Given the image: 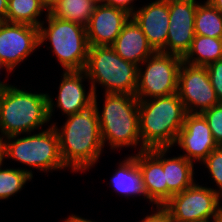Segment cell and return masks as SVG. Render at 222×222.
Returning <instances> with one entry per match:
<instances>
[{"instance_id":"obj_1","label":"cell","mask_w":222,"mask_h":222,"mask_svg":"<svg viewBox=\"0 0 222 222\" xmlns=\"http://www.w3.org/2000/svg\"><path fill=\"white\" fill-rule=\"evenodd\" d=\"M97 107V94H94L91 102L77 113L67 116L61 128L56 123L52 124L59 137L61 159L73 172L87 171L93 167L105 147L101 139Z\"/></svg>"},{"instance_id":"obj_2","label":"cell","mask_w":222,"mask_h":222,"mask_svg":"<svg viewBox=\"0 0 222 222\" xmlns=\"http://www.w3.org/2000/svg\"><path fill=\"white\" fill-rule=\"evenodd\" d=\"M138 111L142 151L171 149L187 114L178 94L139 100Z\"/></svg>"},{"instance_id":"obj_3","label":"cell","mask_w":222,"mask_h":222,"mask_svg":"<svg viewBox=\"0 0 222 222\" xmlns=\"http://www.w3.org/2000/svg\"><path fill=\"white\" fill-rule=\"evenodd\" d=\"M49 121L47 93H32L9 83L0 91V140L27 135Z\"/></svg>"},{"instance_id":"obj_4","label":"cell","mask_w":222,"mask_h":222,"mask_svg":"<svg viewBox=\"0 0 222 222\" xmlns=\"http://www.w3.org/2000/svg\"><path fill=\"white\" fill-rule=\"evenodd\" d=\"M139 100L135 95L124 93H105L102 113L97 107L103 145L108 142L114 148L132 146L137 148L142 141L139 130Z\"/></svg>"},{"instance_id":"obj_5","label":"cell","mask_w":222,"mask_h":222,"mask_svg":"<svg viewBox=\"0 0 222 222\" xmlns=\"http://www.w3.org/2000/svg\"><path fill=\"white\" fill-rule=\"evenodd\" d=\"M84 71L94 94L99 84L105 93L135 95L138 66L121 58L111 46H90Z\"/></svg>"},{"instance_id":"obj_6","label":"cell","mask_w":222,"mask_h":222,"mask_svg":"<svg viewBox=\"0 0 222 222\" xmlns=\"http://www.w3.org/2000/svg\"><path fill=\"white\" fill-rule=\"evenodd\" d=\"M46 14L45 22L42 20L38 27L39 46L49 40L63 71L84 70L90 47L86 27L56 18L49 11ZM44 23L48 26L45 27Z\"/></svg>"},{"instance_id":"obj_7","label":"cell","mask_w":222,"mask_h":222,"mask_svg":"<svg viewBox=\"0 0 222 222\" xmlns=\"http://www.w3.org/2000/svg\"><path fill=\"white\" fill-rule=\"evenodd\" d=\"M18 136L21 135H11L1 139L3 162L5 158H12V161L44 172L67 168L61 159L59 137L52 124L37 134Z\"/></svg>"},{"instance_id":"obj_8","label":"cell","mask_w":222,"mask_h":222,"mask_svg":"<svg viewBox=\"0 0 222 222\" xmlns=\"http://www.w3.org/2000/svg\"><path fill=\"white\" fill-rule=\"evenodd\" d=\"M182 57L155 51L138 66L135 96L138 100L168 96L177 93ZM146 65V69L141 66Z\"/></svg>"},{"instance_id":"obj_9","label":"cell","mask_w":222,"mask_h":222,"mask_svg":"<svg viewBox=\"0 0 222 222\" xmlns=\"http://www.w3.org/2000/svg\"><path fill=\"white\" fill-rule=\"evenodd\" d=\"M221 197L213 188L196 184L173 195L162 207L173 222H205L215 220Z\"/></svg>"},{"instance_id":"obj_10","label":"cell","mask_w":222,"mask_h":222,"mask_svg":"<svg viewBox=\"0 0 222 222\" xmlns=\"http://www.w3.org/2000/svg\"><path fill=\"white\" fill-rule=\"evenodd\" d=\"M177 94L187 113H202L220 103L206 66L184 61L179 70Z\"/></svg>"},{"instance_id":"obj_11","label":"cell","mask_w":222,"mask_h":222,"mask_svg":"<svg viewBox=\"0 0 222 222\" xmlns=\"http://www.w3.org/2000/svg\"><path fill=\"white\" fill-rule=\"evenodd\" d=\"M39 48V28L27 24L0 21V66L7 72Z\"/></svg>"},{"instance_id":"obj_12","label":"cell","mask_w":222,"mask_h":222,"mask_svg":"<svg viewBox=\"0 0 222 222\" xmlns=\"http://www.w3.org/2000/svg\"><path fill=\"white\" fill-rule=\"evenodd\" d=\"M196 0H168L170 25L166 53L184 57L195 36Z\"/></svg>"},{"instance_id":"obj_13","label":"cell","mask_w":222,"mask_h":222,"mask_svg":"<svg viewBox=\"0 0 222 222\" xmlns=\"http://www.w3.org/2000/svg\"><path fill=\"white\" fill-rule=\"evenodd\" d=\"M174 144L180 146L179 148L185 152L182 156L191 162H202L218 147L201 113L186 114L183 127L178 132Z\"/></svg>"},{"instance_id":"obj_14","label":"cell","mask_w":222,"mask_h":222,"mask_svg":"<svg viewBox=\"0 0 222 222\" xmlns=\"http://www.w3.org/2000/svg\"><path fill=\"white\" fill-rule=\"evenodd\" d=\"M168 0H156L136 8L131 17L139 25L148 43L155 51L166 53L170 25Z\"/></svg>"},{"instance_id":"obj_15","label":"cell","mask_w":222,"mask_h":222,"mask_svg":"<svg viewBox=\"0 0 222 222\" xmlns=\"http://www.w3.org/2000/svg\"><path fill=\"white\" fill-rule=\"evenodd\" d=\"M136 162L142 175V187L146 199L156 207L168 201V187L162 166V148L144 150L136 154Z\"/></svg>"},{"instance_id":"obj_16","label":"cell","mask_w":222,"mask_h":222,"mask_svg":"<svg viewBox=\"0 0 222 222\" xmlns=\"http://www.w3.org/2000/svg\"><path fill=\"white\" fill-rule=\"evenodd\" d=\"M131 15L108 5H97L86 26L89 46H111Z\"/></svg>"},{"instance_id":"obj_17","label":"cell","mask_w":222,"mask_h":222,"mask_svg":"<svg viewBox=\"0 0 222 222\" xmlns=\"http://www.w3.org/2000/svg\"><path fill=\"white\" fill-rule=\"evenodd\" d=\"M62 79L59 84V94L57 103L53 102L51 96L48 95V111L51 120L54 106L58 107L66 116L77 113L83 106L93 100L94 93L90 88L89 92L84 89L82 82L87 78L84 70L81 71H63ZM87 93V94H86ZM57 104V106H56Z\"/></svg>"},{"instance_id":"obj_18","label":"cell","mask_w":222,"mask_h":222,"mask_svg":"<svg viewBox=\"0 0 222 222\" xmlns=\"http://www.w3.org/2000/svg\"><path fill=\"white\" fill-rule=\"evenodd\" d=\"M111 47L121 58L137 66L155 52L132 17L124 24Z\"/></svg>"},{"instance_id":"obj_19","label":"cell","mask_w":222,"mask_h":222,"mask_svg":"<svg viewBox=\"0 0 222 222\" xmlns=\"http://www.w3.org/2000/svg\"><path fill=\"white\" fill-rule=\"evenodd\" d=\"M169 148H162V166L165 173V182L168 187V200L188 187L192 186L194 179V162L189 161L181 154L178 157H165Z\"/></svg>"},{"instance_id":"obj_20","label":"cell","mask_w":222,"mask_h":222,"mask_svg":"<svg viewBox=\"0 0 222 222\" xmlns=\"http://www.w3.org/2000/svg\"><path fill=\"white\" fill-rule=\"evenodd\" d=\"M110 181L113 190L125 196V198L145 196L142 187V175L136 162V154L125 157L124 161H120Z\"/></svg>"},{"instance_id":"obj_21","label":"cell","mask_w":222,"mask_h":222,"mask_svg":"<svg viewBox=\"0 0 222 222\" xmlns=\"http://www.w3.org/2000/svg\"><path fill=\"white\" fill-rule=\"evenodd\" d=\"M222 59V38L195 35L182 60L191 65L207 66Z\"/></svg>"},{"instance_id":"obj_22","label":"cell","mask_w":222,"mask_h":222,"mask_svg":"<svg viewBox=\"0 0 222 222\" xmlns=\"http://www.w3.org/2000/svg\"><path fill=\"white\" fill-rule=\"evenodd\" d=\"M95 6L91 0H54L49 5V12L56 18L86 27Z\"/></svg>"},{"instance_id":"obj_23","label":"cell","mask_w":222,"mask_h":222,"mask_svg":"<svg viewBox=\"0 0 222 222\" xmlns=\"http://www.w3.org/2000/svg\"><path fill=\"white\" fill-rule=\"evenodd\" d=\"M44 10L49 11L44 0H8L6 22L39 27L42 22L38 18Z\"/></svg>"},{"instance_id":"obj_24","label":"cell","mask_w":222,"mask_h":222,"mask_svg":"<svg viewBox=\"0 0 222 222\" xmlns=\"http://www.w3.org/2000/svg\"><path fill=\"white\" fill-rule=\"evenodd\" d=\"M195 13V35L222 38V14L207 0Z\"/></svg>"},{"instance_id":"obj_25","label":"cell","mask_w":222,"mask_h":222,"mask_svg":"<svg viewBox=\"0 0 222 222\" xmlns=\"http://www.w3.org/2000/svg\"><path fill=\"white\" fill-rule=\"evenodd\" d=\"M2 163L3 161L0 162V200H5L20 192L26 182L32 180L33 174L29 169L3 168Z\"/></svg>"},{"instance_id":"obj_26","label":"cell","mask_w":222,"mask_h":222,"mask_svg":"<svg viewBox=\"0 0 222 222\" xmlns=\"http://www.w3.org/2000/svg\"><path fill=\"white\" fill-rule=\"evenodd\" d=\"M206 165L208 172L217 184L218 188L213 189L220 197H222V146L214 149L202 162ZM219 189V190H218Z\"/></svg>"},{"instance_id":"obj_27","label":"cell","mask_w":222,"mask_h":222,"mask_svg":"<svg viewBox=\"0 0 222 222\" xmlns=\"http://www.w3.org/2000/svg\"><path fill=\"white\" fill-rule=\"evenodd\" d=\"M206 119L218 146H222V102L201 113Z\"/></svg>"},{"instance_id":"obj_28","label":"cell","mask_w":222,"mask_h":222,"mask_svg":"<svg viewBox=\"0 0 222 222\" xmlns=\"http://www.w3.org/2000/svg\"><path fill=\"white\" fill-rule=\"evenodd\" d=\"M206 68L216 96L219 102H222V59L210 63Z\"/></svg>"},{"instance_id":"obj_29","label":"cell","mask_w":222,"mask_h":222,"mask_svg":"<svg viewBox=\"0 0 222 222\" xmlns=\"http://www.w3.org/2000/svg\"><path fill=\"white\" fill-rule=\"evenodd\" d=\"M156 209L157 212L145 216L140 222H173L163 207H156Z\"/></svg>"},{"instance_id":"obj_30","label":"cell","mask_w":222,"mask_h":222,"mask_svg":"<svg viewBox=\"0 0 222 222\" xmlns=\"http://www.w3.org/2000/svg\"><path fill=\"white\" fill-rule=\"evenodd\" d=\"M134 0H106V4L108 6H113L115 8L122 9L129 13L130 15L133 14V12L136 10L134 7L133 3Z\"/></svg>"},{"instance_id":"obj_31","label":"cell","mask_w":222,"mask_h":222,"mask_svg":"<svg viewBox=\"0 0 222 222\" xmlns=\"http://www.w3.org/2000/svg\"><path fill=\"white\" fill-rule=\"evenodd\" d=\"M8 0H0V21H6Z\"/></svg>"},{"instance_id":"obj_32","label":"cell","mask_w":222,"mask_h":222,"mask_svg":"<svg viewBox=\"0 0 222 222\" xmlns=\"http://www.w3.org/2000/svg\"><path fill=\"white\" fill-rule=\"evenodd\" d=\"M65 222H96V221H92V220H88V219H85V218H82L78 215H70L68 216V218L65 219Z\"/></svg>"},{"instance_id":"obj_33","label":"cell","mask_w":222,"mask_h":222,"mask_svg":"<svg viewBox=\"0 0 222 222\" xmlns=\"http://www.w3.org/2000/svg\"><path fill=\"white\" fill-rule=\"evenodd\" d=\"M207 1L222 14V0H207Z\"/></svg>"},{"instance_id":"obj_34","label":"cell","mask_w":222,"mask_h":222,"mask_svg":"<svg viewBox=\"0 0 222 222\" xmlns=\"http://www.w3.org/2000/svg\"><path fill=\"white\" fill-rule=\"evenodd\" d=\"M216 222H222V205L220 206L218 212H217V216L215 218Z\"/></svg>"},{"instance_id":"obj_35","label":"cell","mask_w":222,"mask_h":222,"mask_svg":"<svg viewBox=\"0 0 222 222\" xmlns=\"http://www.w3.org/2000/svg\"><path fill=\"white\" fill-rule=\"evenodd\" d=\"M96 6L106 4V0H91Z\"/></svg>"},{"instance_id":"obj_36","label":"cell","mask_w":222,"mask_h":222,"mask_svg":"<svg viewBox=\"0 0 222 222\" xmlns=\"http://www.w3.org/2000/svg\"><path fill=\"white\" fill-rule=\"evenodd\" d=\"M0 69H3L1 66H0ZM8 83H4V81L2 82L0 80V91L7 85Z\"/></svg>"},{"instance_id":"obj_37","label":"cell","mask_w":222,"mask_h":222,"mask_svg":"<svg viewBox=\"0 0 222 222\" xmlns=\"http://www.w3.org/2000/svg\"><path fill=\"white\" fill-rule=\"evenodd\" d=\"M2 161V142L0 140V162Z\"/></svg>"},{"instance_id":"obj_38","label":"cell","mask_w":222,"mask_h":222,"mask_svg":"<svg viewBox=\"0 0 222 222\" xmlns=\"http://www.w3.org/2000/svg\"><path fill=\"white\" fill-rule=\"evenodd\" d=\"M48 5H50L54 0H44Z\"/></svg>"},{"instance_id":"obj_39","label":"cell","mask_w":222,"mask_h":222,"mask_svg":"<svg viewBox=\"0 0 222 222\" xmlns=\"http://www.w3.org/2000/svg\"><path fill=\"white\" fill-rule=\"evenodd\" d=\"M205 222H216L215 220H209V221H205Z\"/></svg>"}]
</instances>
